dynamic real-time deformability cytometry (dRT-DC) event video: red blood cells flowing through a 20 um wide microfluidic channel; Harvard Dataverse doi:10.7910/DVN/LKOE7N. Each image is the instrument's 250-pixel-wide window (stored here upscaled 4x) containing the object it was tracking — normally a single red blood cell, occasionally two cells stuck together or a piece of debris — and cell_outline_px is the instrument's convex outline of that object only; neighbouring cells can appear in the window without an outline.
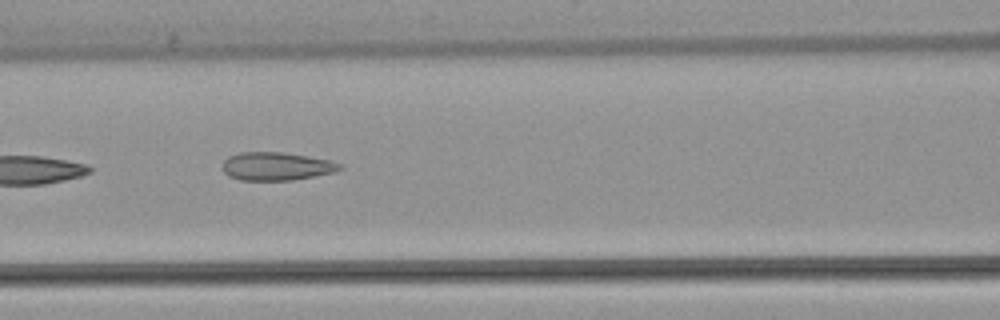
{"species": "common noctule bat (a hibernating species)", "species_latin": "Nyctalus noctula", "temperature_condition": "warm", "stored_images_in_passage": 8, "camera_frame_rate_fps": 3000, "um_per_image_px": 0.085, "animal": {"sex": "female", "body_mass_g": 22.7, "forearm_length_mm": 54.2}, "frame": {"image": 1, "passage_image": 6, "time_ms": 7.0, "image_size_px": [1000, 320], "cell_outline_px": [[344, 168], [336, 172], [292, 180], [240, 180], [228, 176], [224, 172], [224, 160], [228, 156], [240, 152], [284, 152], [332, 160], [344, 164]], "centroid_in_image_um": [23.56, 14.13], "position_along_channel_um": 143.0, "area_um2": 19.48}}
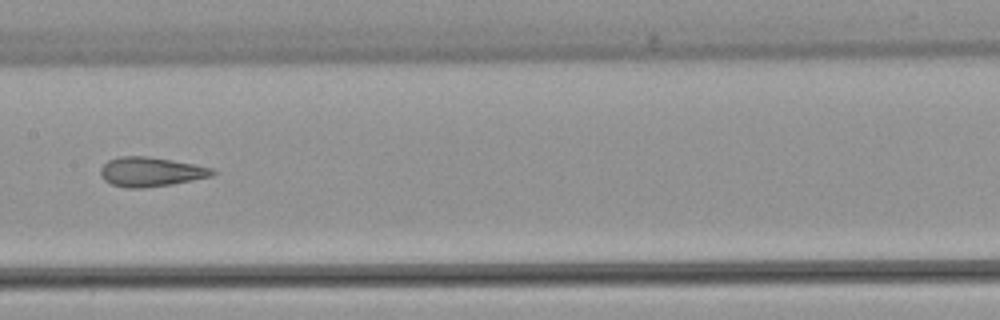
{"frame": {"image": 2, "passage_image": 7, "time_ms": 8.333, "image_size_px": [1000, 320], "cell_outline_px": [[216, 172], [212, 176], [172, 184], [144, 188], [128, 188], [112, 184], [104, 180], [100, 176], [100, 168], [108, 160], [120, 156], [148, 156], [172, 160], [212, 168]], "centroid_in_image_um": [12.78, 14.6], "position_along_channel_um": 194.6, "area_um2": 19.13}}
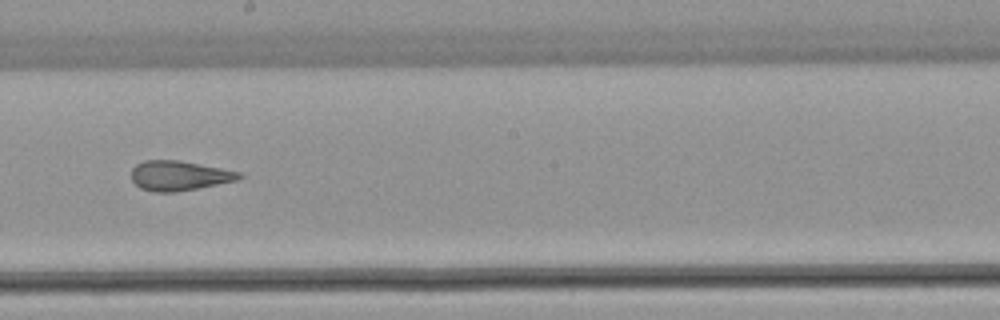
{"frame": {"image": 3, "passage_image": 8, "time_ms": 9.333, "image_size_px": [1000, 320], "cell_outline_px": [[244, 176], [240, 180], [176, 192], [152, 192], [140, 188], [132, 180], [132, 168], [136, 164], [144, 160], [176, 160], [220, 168], [240, 172]], "centroid_in_image_um": [15.23, 14.94], "position_along_channel_um": 233.0, "area_um2": 18.67}}